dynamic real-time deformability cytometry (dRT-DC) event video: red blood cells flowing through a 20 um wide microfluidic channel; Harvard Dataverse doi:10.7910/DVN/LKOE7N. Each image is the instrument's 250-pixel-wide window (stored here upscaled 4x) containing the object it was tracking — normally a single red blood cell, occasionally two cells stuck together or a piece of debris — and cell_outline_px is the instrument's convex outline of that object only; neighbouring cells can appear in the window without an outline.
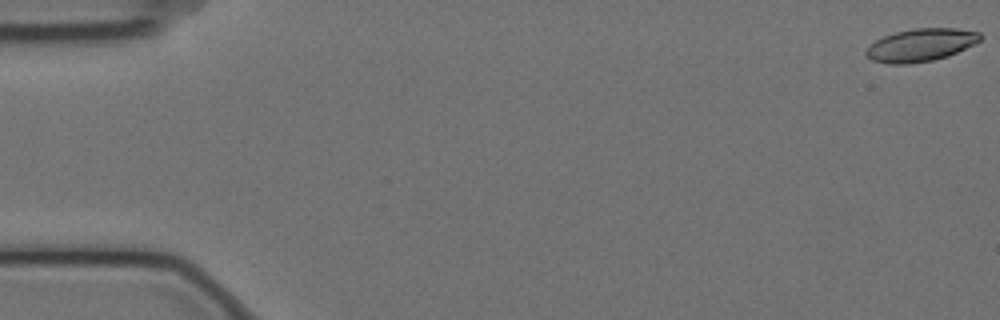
{"species": "Egyptian fruit bat (a non-hibernating species)", "species_latin": "Rousettus aegyptiacus", "temperature_condition": "cold", "stored_images_in_passage": 4, "camera_frame_rate_fps": 3000, "um_per_image_px": 0.085, "animal": {"sex": "female"}, "frame": {"image": 1, "passage_image": 1, "time_ms": 0.0, "image_size_px": [1000, 320], "cell_outline_px": [[984, 36], [980, 40], [948, 56], [932, 60], [908, 64], [888, 64], [872, 60], [864, 52], [876, 40], [884, 36], [896, 32], [912, 28], [956, 28], [980, 32]], "centroid_in_image_um": [78.27, 3.82], "position_along_channel_um": 6.7, "area_um2": 21.62}}